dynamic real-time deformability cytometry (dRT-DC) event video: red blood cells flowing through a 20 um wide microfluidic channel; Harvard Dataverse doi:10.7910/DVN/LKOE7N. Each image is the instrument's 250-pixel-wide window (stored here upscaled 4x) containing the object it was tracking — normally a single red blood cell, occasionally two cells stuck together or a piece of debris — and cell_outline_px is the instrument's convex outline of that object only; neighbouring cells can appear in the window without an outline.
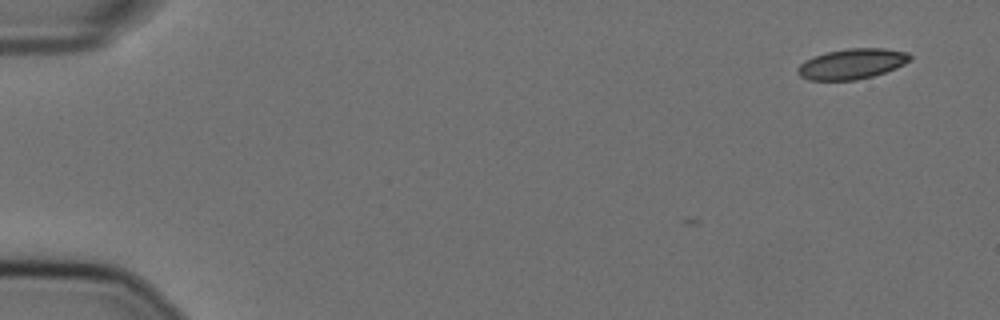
{"species": "Egyptian fruit bat (a non-hibernating species)", "species_latin": "Rousettus aegyptiacus", "temperature_condition": "cold", "stored_images_in_passage": 7, "camera_frame_rate_fps": 3000, "um_per_image_px": 0.085, "animal": {"sex": "female"}, "frame": {"image": 1, "passage_image": 1, "time_ms": 0.0, "image_size_px": [1000, 320], "cell_outline_px": [[912, 60], [896, 68], [872, 76], [856, 80], [808, 80], [800, 76], [796, 72], [796, 68], [804, 60], [828, 52], [848, 48], [884, 48], [908, 52], [912, 56]], "centroid_in_image_um": [72.42, 5.43], "position_along_channel_um": 12.6, "area_um2": 19.94}}